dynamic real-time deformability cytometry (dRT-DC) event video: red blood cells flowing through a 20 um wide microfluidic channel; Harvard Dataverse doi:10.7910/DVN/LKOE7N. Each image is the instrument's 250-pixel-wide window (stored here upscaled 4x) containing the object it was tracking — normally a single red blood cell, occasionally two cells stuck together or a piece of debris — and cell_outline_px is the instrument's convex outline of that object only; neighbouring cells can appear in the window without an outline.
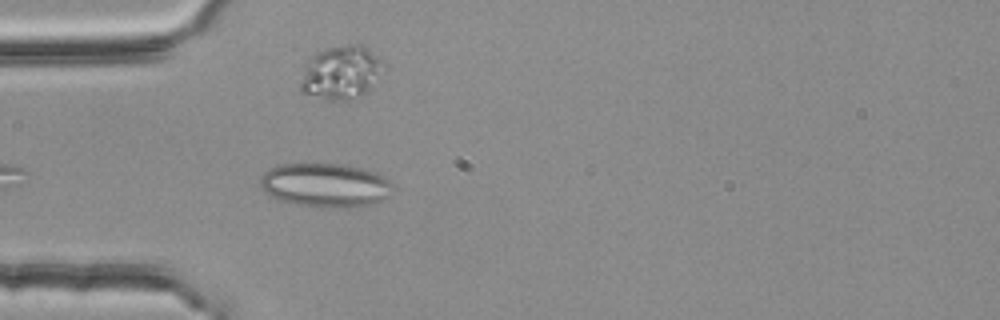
{"species": "common noctule bat (a hibernating species)", "species_latin": "Nyctalus noctula", "temperature_condition": "room temperature", "stored_images_in_passage": 1, "camera_frame_rate_fps": 3000, "um_per_image_px": 0.085, "animal": {"sex": "female", "body_mass_g": 25.1}, "frame": {"image": 1, "passage_image": 1, "time_ms": 0.0, "image_size_px": [1000, 320], "cell_outline_px": [[396, 188], [392, 196], [376, 204], [360, 208], [320, 208], [292, 204], [268, 196], [264, 192], [260, 184], [260, 176], [264, 172], [280, 164], [344, 164], [360, 168], [384, 176], [396, 184]], "centroid_in_image_um": [27.73, 15.78], "position_along_channel_um": 57.3, "area_um2": 35.08}}